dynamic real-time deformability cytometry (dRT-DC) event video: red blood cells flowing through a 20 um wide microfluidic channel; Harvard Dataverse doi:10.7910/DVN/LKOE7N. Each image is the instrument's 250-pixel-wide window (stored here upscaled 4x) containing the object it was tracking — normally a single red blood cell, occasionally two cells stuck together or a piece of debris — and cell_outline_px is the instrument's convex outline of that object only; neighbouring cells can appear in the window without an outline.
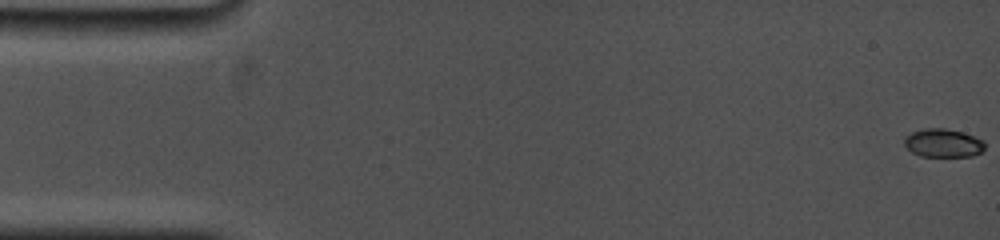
{"species": "common noctule bat (a hibernating species)", "species_latin": "Nyctalus noctula", "temperature_condition": "cold", "stored_images_in_passage": 50, "camera_frame_rate_fps": 5000, "um_per_image_px": 0.085, "animal": {"sex": "female", "body_mass_g": 19.0, "forearm_length_mm": 53.3}, "frame": {"image": 1, "passage_image": 1, "time_ms": 0.0, "image_size_px": [1000, 240], "cell_outline_px": [[984, 148], [980, 152], [972, 156], [920, 156], [912, 152], [904, 144], [904, 136], [912, 132], [924, 128], [944, 128], [960, 132], [984, 140]], "centroid_in_image_um": [80.13, 12.15], "position_along_channel_um": 4.9, "area_um2": 13.18}}
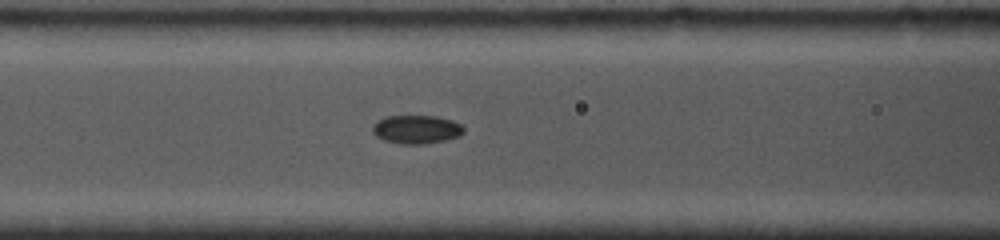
{"frame": {"image": 2, "passage_image": 28, "time_ms": 7.0, "image_size_px": [1000, 240], "cell_outline_px": [[464, 132], [460, 136], [444, 140], [424, 144], [396, 144], [384, 140], [376, 136], [372, 132], [372, 124], [384, 116], [436, 116], [452, 120], [460, 124], [464, 128]], "centroid_in_image_um": [35.37, 11.0], "position_along_channel_um": 131.2, "area_um2": 15.32}}
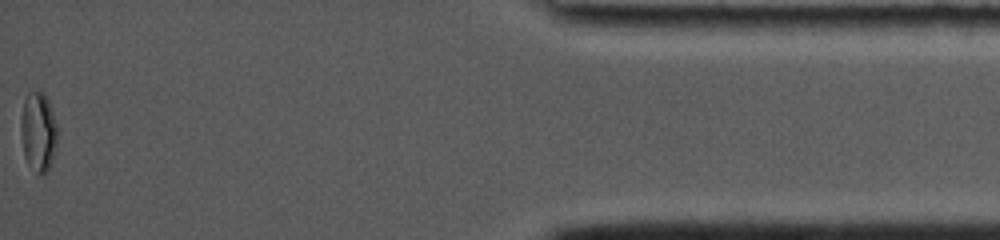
{"frame": {"image": 3, "passage_image": 50, "time_ms": 16.6, "image_size_px": [1000, 240], "cell_outline_px": [[56, 148], [48, 172], [40, 176], [28, 164], [24, 156], [20, 132], [20, 120], [24, 100], [28, 92], [44, 92], [48, 100], [56, 124]], "centroid_in_image_um": [3.23, 11.23], "position_along_channel_um": 432.0, "area_um2": 16.99}, "authors_computed_cell_mechanics": {"area_um2": 14.3922, "velocity_mm_per_s": 3.8313, "shape_relaxation_time_tau1_ms": 7.4616, "shape_relaxation_time_tau2_ms": 1.7763, "deformation_change_tau1": 0.1478, "deformation_change_tau2": 0.0304}}